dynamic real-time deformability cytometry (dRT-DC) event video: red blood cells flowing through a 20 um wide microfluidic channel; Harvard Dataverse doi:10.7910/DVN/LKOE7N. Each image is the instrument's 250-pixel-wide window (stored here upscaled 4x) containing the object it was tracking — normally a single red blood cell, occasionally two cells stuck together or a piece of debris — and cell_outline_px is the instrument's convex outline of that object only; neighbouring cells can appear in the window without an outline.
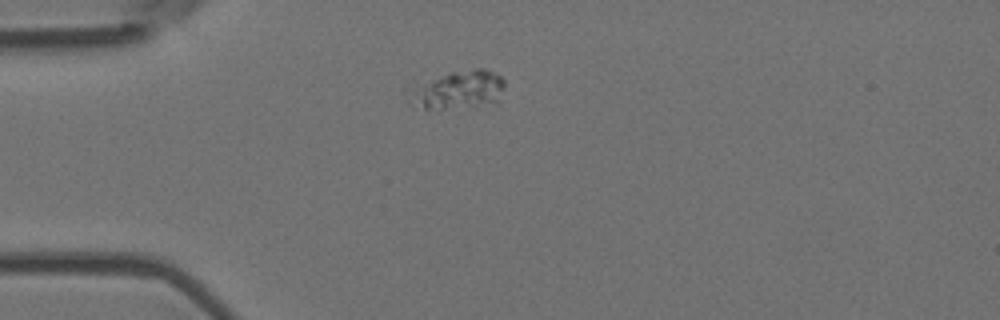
{"species": "Egyptian fruit bat (a non-hibernating species)", "species_latin": "Rousettus aegyptiacus", "temperature_condition": "room temperature", "stored_images_in_passage": 3, "camera_frame_rate_fps": 3000, "um_per_image_px": 0.085, "animal": {"sex": "female"}, "frame": {"image": 1, "passage_image": 1, "time_ms": 0.0, "image_size_px": [1000, 320], "cell_outline_px": [[504, 88], [496, 104], [476, 108], [424, 108], [416, 104], [424, 88], [436, 80], [452, 72], [476, 68], [484, 68], [500, 76], [504, 80]], "centroid_in_image_um": [39.38, 7.67], "position_along_channel_um": 45.6, "area_um2": 19.31}}
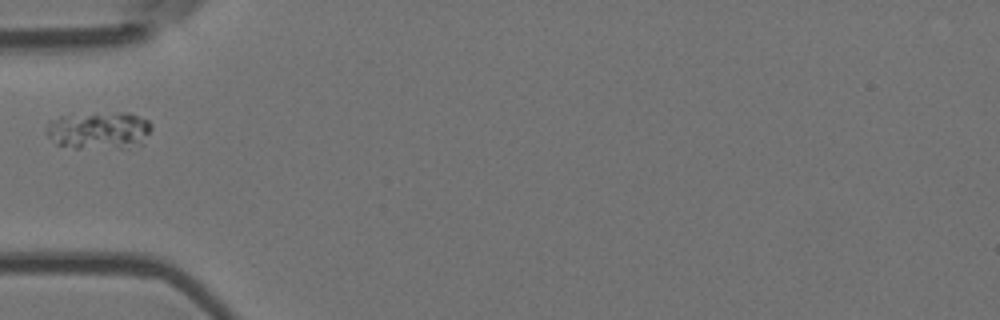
{"frame": {"image": 2, "passage_image": 2, "time_ms": 0.333, "image_size_px": [1000, 320], "cell_outline_px": [[152, 128], [140, 144], [120, 148], [76, 148], [56, 144], [44, 132], [48, 120], [64, 116], [120, 112], [128, 112], [148, 120], [152, 124]], "centroid_in_image_um": [8.38, 11.08], "position_along_channel_um": 76.6, "area_um2": 22.83}}
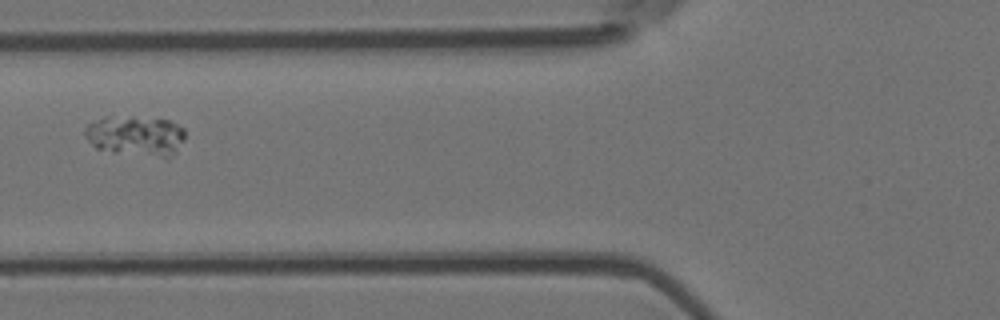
{"frame": {"image": 3, "passage_image": 3, "time_ms": 0.667, "image_size_px": [1000, 320], "cell_outline_px": [[184, 140], [176, 152], [168, 160], [112, 152], [96, 148], [84, 136], [84, 132], [88, 124], [104, 116], [132, 116], [168, 120], [184, 128]], "centroid_in_image_um": [11.56, 11.57], "position_along_channel_um": 114.2, "area_um2": 24.16}}